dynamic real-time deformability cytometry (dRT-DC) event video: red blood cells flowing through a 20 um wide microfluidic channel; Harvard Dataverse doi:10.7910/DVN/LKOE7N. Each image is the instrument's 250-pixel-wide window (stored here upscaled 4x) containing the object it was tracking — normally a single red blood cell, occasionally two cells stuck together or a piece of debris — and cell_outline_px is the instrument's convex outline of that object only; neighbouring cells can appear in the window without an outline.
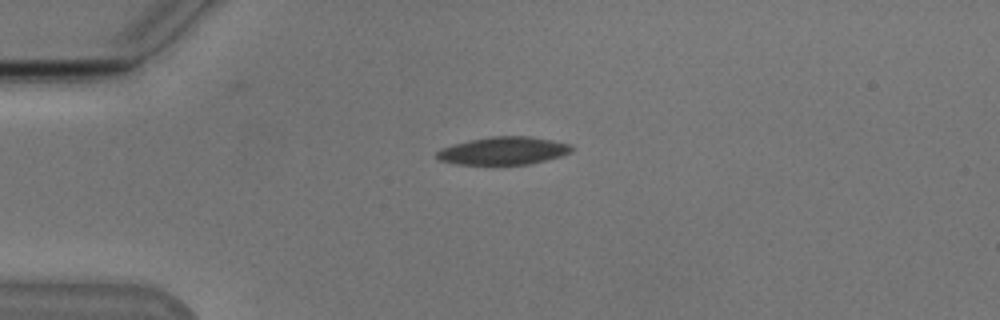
{"species": "Egyptian fruit bat (a non-hibernating species)", "species_latin": "Rousettus aegyptiacus", "temperature_condition": "cold", "stored_images_in_passage": 41, "camera_frame_rate_fps": 3000, "um_per_image_px": 0.085, "animal": {"sex": "male"}, "frame": {"image": 1, "passage_image": 1, "time_ms": 0.0, "image_size_px": [1000, 320], "cell_outline_px": [[572, 152], [560, 156], [528, 164], [456, 164], [440, 160], [436, 156], [436, 152], [440, 148], [452, 144], [468, 140], [492, 136], [528, 136], [552, 140], [572, 144]], "centroid_in_image_um": [42.77, 12.8], "position_along_channel_um": 42.2, "area_um2": 21.79}}
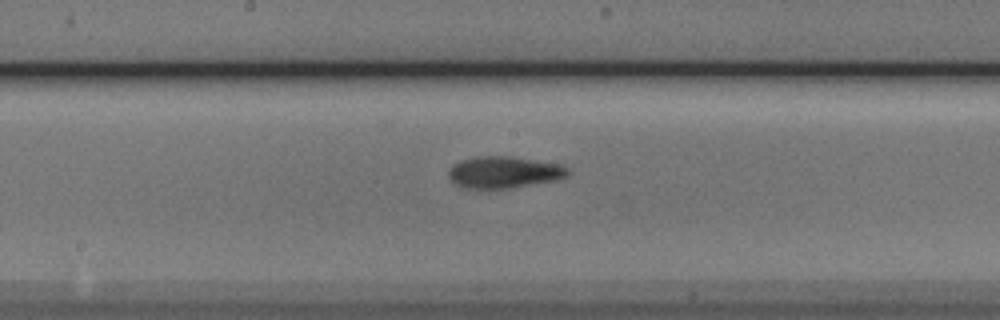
{"frame": {"image": 2, "passage_image": 16, "time_ms": 5.0, "image_size_px": [1000, 320], "cell_outline_px": [[572, 172], [568, 176], [556, 180], [512, 188], [464, 188], [456, 184], [448, 176], [448, 172], [452, 164], [460, 160], [476, 156], [512, 156], [556, 164], [568, 168]], "centroid_in_image_um": [42.83, 14.64], "position_along_channel_um": 205.4, "area_um2": 22.08}}
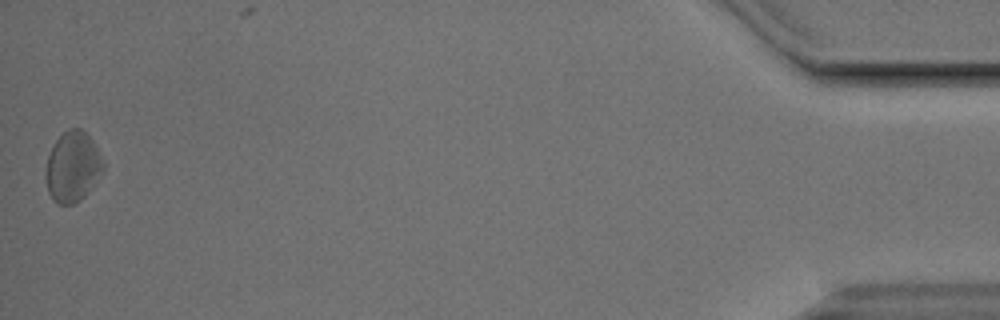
{"frame": {"image": 3, "passage_image": 41, "time_ms": 13.333, "image_size_px": [1000, 320], "cell_outline_px": [[104, 168], [84, 196], [80, 200], [72, 204], [56, 204], [52, 200], [48, 192], [44, 172], [48, 156], [56, 140], [68, 128], [80, 128], [92, 140], [104, 164]], "centroid_in_image_um": [6.13, 14.19], "position_along_channel_um": 429.1, "area_um2": 23.24}, "authors_computed_cell_mechanics": {"area_um2": 21.7906, "velocity_mm_per_s": 3.8094, "shape_relaxation_time_tau1_ms": 4.1391, "shape_relaxation_time_tau2_ms": 5.1483, "deformation_change_tau1": 0.111, "deformation_change_tau2": 0.1225}}